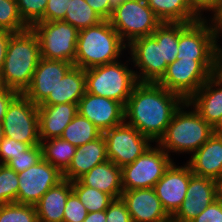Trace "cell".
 Segmentation results:
<instances>
[{
	"label": "cell",
	"mask_w": 222,
	"mask_h": 222,
	"mask_svg": "<svg viewBox=\"0 0 222 222\" xmlns=\"http://www.w3.org/2000/svg\"><path fill=\"white\" fill-rule=\"evenodd\" d=\"M186 101L158 83L139 82L133 89L125 107L127 124L135 127L152 142L164 135L175 112Z\"/></svg>",
	"instance_id": "6da1fadb"
},
{
	"label": "cell",
	"mask_w": 222,
	"mask_h": 222,
	"mask_svg": "<svg viewBox=\"0 0 222 222\" xmlns=\"http://www.w3.org/2000/svg\"><path fill=\"white\" fill-rule=\"evenodd\" d=\"M40 59V43L33 29L14 33L8 43L0 73V86L23 94L31 84Z\"/></svg>",
	"instance_id": "7a4b0ae2"
},
{
	"label": "cell",
	"mask_w": 222,
	"mask_h": 222,
	"mask_svg": "<svg viewBox=\"0 0 222 222\" xmlns=\"http://www.w3.org/2000/svg\"><path fill=\"white\" fill-rule=\"evenodd\" d=\"M127 48L109 20L79 31L74 66L90 69L118 61Z\"/></svg>",
	"instance_id": "3957f363"
},
{
	"label": "cell",
	"mask_w": 222,
	"mask_h": 222,
	"mask_svg": "<svg viewBox=\"0 0 222 222\" xmlns=\"http://www.w3.org/2000/svg\"><path fill=\"white\" fill-rule=\"evenodd\" d=\"M189 106L187 101L180 106L157 142L168 155L171 151L192 154L214 134L213 127L194 108L183 110Z\"/></svg>",
	"instance_id": "277c9868"
},
{
	"label": "cell",
	"mask_w": 222,
	"mask_h": 222,
	"mask_svg": "<svg viewBox=\"0 0 222 222\" xmlns=\"http://www.w3.org/2000/svg\"><path fill=\"white\" fill-rule=\"evenodd\" d=\"M86 92L120 102L124 107L139 83L135 70L119 61L85 70Z\"/></svg>",
	"instance_id": "5b68a950"
},
{
	"label": "cell",
	"mask_w": 222,
	"mask_h": 222,
	"mask_svg": "<svg viewBox=\"0 0 222 222\" xmlns=\"http://www.w3.org/2000/svg\"><path fill=\"white\" fill-rule=\"evenodd\" d=\"M111 25L129 45L135 39L150 36L161 24L145 0H131L113 11Z\"/></svg>",
	"instance_id": "8992f818"
},
{
	"label": "cell",
	"mask_w": 222,
	"mask_h": 222,
	"mask_svg": "<svg viewBox=\"0 0 222 222\" xmlns=\"http://www.w3.org/2000/svg\"><path fill=\"white\" fill-rule=\"evenodd\" d=\"M31 28L38 36L41 57L74 64L78 29L63 20L38 22Z\"/></svg>",
	"instance_id": "52a82bcc"
},
{
	"label": "cell",
	"mask_w": 222,
	"mask_h": 222,
	"mask_svg": "<svg viewBox=\"0 0 222 222\" xmlns=\"http://www.w3.org/2000/svg\"><path fill=\"white\" fill-rule=\"evenodd\" d=\"M205 18L192 23H178V54L181 58L199 61L211 74L215 48L212 24Z\"/></svg>",
	"instance_id": "ba28073f"
},
{
	"label": "cell",
	"mask_w": 222,
	"mask_h": 222,
	"mask_svg": "<svg viewBox=\"0 0 222 222\" xmlns=\"http://www.w3.org/2000/svg\"><path fill=\"white\" fill-rule=\"evenodd\" d=\"M172 163L159 145L150 146L133 163L121 168L123 190L154 188Z\"/></svg>",
	"instance_id": "9c48e42d"
},
{
	"label": "cell",
	"mask_w": 222,
	"mask_h": 222,
	"mask_svg": "<svg viewBox=\"0 0 222 222\" xmlns=\"http://www.w3.org/2000/svg\"><path fill=\"white\" fill-rule=\"evenodd\" d=\"M4 136L16 141L39 145L38 106L24 94H18L9 104L3 118Z\"/></svg>",
	"instance_id": "30bf717a"
},
{
	"label": "cell",
	"mask_w": 222,
	"mask_h": 222,
	"mask_svg": "<svg viewBox=\"0 0 222 222\" xmlns=\"http://www.w3.org/2000/svg\"><path fill=\"white\" fill-rule=\"evenodd\" d=\"M106 141L107 157L118 167L133 163L152 142L135 127L124 121L102 133Z\"/></svg>",
	"instance_id": "8fae6325"
},
{
	"label": "cell",
	"mask_w": 222,
	"mask_h": 222,
	"mask_svg": "<svg viewBox=\"0 0 222 222\" xmlns=\"http://www.w3.org/2000/svg\"><path fill=\"white\" fill-rule=\"evenodd\" d=\"M210 77L211 73L199 61L181 58L168 65L157 83L188 101Z\"/></svg>",
	"instance_id": "7c38bea8"
},
{
	"label": "cell",
	"mask_w": 222,
	"mask_h": 222,
	"mask_svg": "<svg viewBox=\"0 0 222 222\" xmlns=\"http://www.w3.org/2000/svg\"><path fill=\"white\" fill-rule=\"evenodd\" d=\"M16 203L36 205L41 197L63 179L62 173L43 158L20 173Z\"/></svg>",
	"instance_id": "4fadbf2b"
},
{
	"label": "cell",
	"mask_w": 222,
	"mask_h": 222,
	"mask_svg": "<svg viewBox=\"0 0 222 222\" xmlns=\"http://www.w3.org/2000/svg\"><path fill=\"white\" fill-rule=\"evenodd\" d=\"M127 47L134 66L141 71L135 72L138 82L157 83L166 73L168 65L163 60L162 41L150 35L135 39Z\"/></svg>",
	"instance_id": "5bb4252c"
},
{
	"label": "cell",
	"mask_w": 222,
	"mask_h": 222,
	"mask_svg": "<svg viewBox=\"0 0 222 222\" xmlns=\"http://www.w3.org/2000/svg\"><path fill=\"white\" fill-rule=\"evenodd\" d=\"M78 114L87 118L102 133L125 121L124 106L113 99L86 92L77 104Z\"/></svg>",
	"instance_id": "9a60e30c"
},
{
	"label": "cell",
	"mask_w": 222,
	"mask_h": 222,
	"mask_svg": "<svg viewBox=\"0 0 222 222\" xmlns=\"http://www.w3.org/2000/svg\"><path fill=\"white\" fill-rule=\"evenodd\" d=\"M192 175L193 173L187 164L180 167L173 162L163 177L155 184L156 195L170 217L178 211L185 200Z\"/></svg>",
	"instance_id": "2e32d148"
},
{
	"label": "cell",
	"mask_w": 222,
	"mask_h": 222,
	"mask_svg": "<svg viewBox=\"0 0 222 222\" xmlns=\"http://www.w3.org/2000/svg\"><path fill=\"white\" fill-rule=\"evenodd\" d=\"M185 195V200L171 217V222H191L215 201L218 198L216 180L193 174Z\"/></svg>",
	"instance_id": "e0dca14e"
},
{
	"label": "cell",
	"mask_w": 222,
	"mask_h": 222,
	"mask_svg": "<svg viewBox=\"0 0 222 222\" xmlns=\"http://www.w3.org/2000/svg\"><path fill=\"white\" fill-rule=\"evenodd\" d=\"M73 66V63L67 61L41 57L34 71L31 84L23 94L39 106L50 93H53L59 81Z\"/></svg>",
	"instance_id": "ac0fdd59"
},
{
	"label": "cell",
	"mask_w": 222,
	"mask_h": 222,
	"mask_svg": "<svg viewBox=\"0 0 222 222\" xmlns=\"http://www.w3.org/2000/svg\"><path fill=\"white\" fill-rule=\"evenodd\" d=\"M132 222H171L154 188L123 190L121 197Z\"/></svg>",
	"instance_id": "d6986e66"
},
{
	"label": "cell",
	"mask_w": 222,
	"mask_h": 222,
	"mask_svg": "<svg viewBox=\"0 0 222 222\" xmlns=\"http://www.w3.org/2000/svg\"><path fill=\"white\" fill-rule=\"evenodd\" d=\"M77 113V104L75 103L39 105L38 126L40 142L61 137L66 126Z\"/></svg>",
	"instance_id": "ffe728a7"
},
{
	"label": "cell",
	"mask_w": 222,
	"mask_h": 222,
	"mask_svg": "<svg viewBox=\"0 0 222 222\" xmlns=\"http://www.w3.org/2000/svg\"><path fill=\"white\" fill-rule=\"evenodd\" d=\"M187 165L194 175L217 180L222 174V135L213 134L193 153Z\"/></svg>",
	"instance_id": "44dd1931"
},
{
	"label": "cell",
	"mask_w": 222,
	"mask_h": 222,
	"mask_svg": "<svg viewBox=\"0 0 222 222\" xmlns=\"http://www.w3.org/2000/svg\"><path fill=\"white\" fill-rule=\"evenodd\" d=\"M108 160L106 141L103 135L94 141L77 147L69 167L62 173L64 179L78 180L93 167Z\"/></svg>",
	"instance_id": "7402d4cb"
},
{
	"label": "cell",
	"mask_w": 222,
	"mask_h": 222,
	"mask_svg": "<svg viewBox=\"0 0 222 222\" xmlns=\"http://www.w3.org/2000/svg\"><path fill=\"white\" fill-rule=\"evenodd\" d=\"M187 102L214 127L222 115V83L211 75Z\"/></svg>",
	"instance_id": "603a6c76"
},
{
	"label": "cell",
	"mask_w": 222,
	"mask_h": 222,
	"mask_svg": "<svg viewBox=\"0 0 222 222\" xmlns=\"http://www.w3.org/2000/svg\"><path fill=\"white\" fill-rule=\"evenodd\" d=\"M83 185L98 189L119 199L123 192L121 167L107 160L93 167L78 179Z\"/></svg>",
	"instance_id": "cb8c5ba5"
},
{
	"label": "cell",
	"mask_w": 222,
	"mask_h": 222,
	"mask_svg": "<svg viewBox=\"0 0 222 222\" xmlns=\"http://www.w3.org/2000/svg\"><path fill=\"white\" fill-rule=\"evenodd\" d=\"M72 192V182L64 178L51 187L35 205L38 221L63 222L66 201Z\"/></svg>",
	"instance_id": "d4e9b609"
},
{
	"label": "cell",
	"mask_w": 222,
	"mask_h": 222,
	"mask_svg": "<svg viewBox=\"0 0 222 222\" xmlns=\"http://www.w3.org/2000/svg\"><path fill=\"white\" fill-rule=\"evenodd\" d=\"M86 93L85 69L73 66L40 105L75 103Z\"/></svg>",
	"instance_id": "484cf974"
},
{
	"label": "cell",
	"mask_w": 222,
	"mask_h": 222,
	"mask_svg": "<svg viewBox=\"0 0 222 222\" xmlns=\"http://www.w3.org/2000/svg\"><path fill=\"white\" fill-rule=\"evenodd\" d=\"M162 23H192L202 18L188 0H145Z\"/></svg>",
	"instance_id": "4316f807"
},
{
	"label": "cell",
	"mask_w": 222,
	"mask_h": 222,
	"mask_svg": "<svg viewBox=\"0 0 222 222\" xmlns=\"http://www.w3.org/2000/svg\"><path fill=\"white\" fill-rule=\"evenodd\" d=\"M40 145L43 159L56 167L61 173L69 167L77 149L61 137L43 140Z\"/></svg>",
	"instance_id": "83f0119b"
},
{
	"label": "cell",
	"mask_w": 222,
	"mask_h": 222,
	"mask_svg": "<svg viewBox=\"0 0 222 222\" xmlns=\"http://www.w3.org/2000/svg\"><path fill=\"white\" fill-rule=\"evenodd\" d=\"M101 135L102 132L92 122L77 113L64 129L61 138L79 147L96 140Z\"/></svg>",
	"instance_id": "f1b7e54d"
},
{
	"label": "cell",
	"mask_w": 222,
	"mask_h": 222,
	"mask_svg": "<svg viewBox=\"0 0 222 222\" xmlns=\"http://www.w3.org/2000/svg\"><path fill=\"white\" fill-rule=\"evenodd\" d=\"M63 21L80 31L100 23L103 19L85 0H70Z\"/></svg>",
	"instance_id": "f546056e"
},
{
	"label": "cell",
	"mask_w": 222,
	"mask_h": 222,
	"mask_svg": "<svg viewBox=\"0 0 222 222\" xmlns=\"http://www.w3.org/2000/svg\"><path fill=\"white\" fill-rule=\"evenodd\" d=\"M72 190L86 207L88 213L106 210L114 201L111 195L83 185L79 180L72 181Z\"/></svg>",
	"instance_id": "4dcf8cb0"
},
{
	"label": "cell",
	"mask_w": 222,
	"mask_h": 222,
	"mask_svg": "<svg viewBox=\"0 0 222 222\" xmlns=\"http://www.w3.org/2000/svg\"><path fill=\"white\" fill-rule=\"evenodd\" d=\"M157 41H162L163 60L167 65L177 60L178 23H162L152 34Z\"/></svg>",
	"instance_id": "1f68e13d"
},
{
	"label": "cell",
	"mask_w": 222,
	"mask_h": 222,
	"mask_svg": "<svg viewBox=\"0 0 222 222\" xmlns=\"http://www.w3.org/2000/svg\"><path fill=\"white\" fill-rule=\"evenodd\" d=\"M30 28L18 10L16 0H0V29L19 33Z\"/></svg>",
	"instance_id": "d6a6232c"
},
{
	"label": "cell",
	"mask_w": 222,
	"mask_h": 222,
	"mask_svg": "<svg viewBox=\"0 0 222 222\" xmlns=\"http://www.w3.org/2000/svg\"><path fill=\"white\" fill-rule=\"evenodd\" d=\"M0 222H39L36 207L21 203L0 204Z\"/></svg>",
	"instance_id": "836d02e7"
},
{
	"label": "cell",
	"mask_w": 222,
	"mask_h": 222,
	"mask_svg": "<svg viewBox=\"0 0 222 222\" xmlns=\"http://www.w3.org/2000/svg\"><path fill=\"white\" fill-rule=\"evenodd\" d=\"M18 185V174L7 165L0 164V204L16 202Z\"/></svg>",
	"instance_id": "e575fe53"
},
{
	"label": "cell",
	"mask_w": 222,
	"mask_h": 222,
	"mask_svg": "<svg viewBox=\"0 0 222 222\" xmlns=\"http://www.w3.org/2000/svg\"><path fill=\"white\" fill-rule=\"evenodd\" d=\"M22 20L31 28L35 23L44 22L48 0H16Z\"/></svg>",
	"instance_id": "d590c367"
},
{
	"label": "cell",
	"mask_w": 222,
	"mask_h": 222,
	"mask_svg": "<svg viewBox=\"0 0 222 222\" xmlns=\"http://www.w3.org/2000/svg\"><path fill=\"white\" fill-rule=\"evenodd\" d=\"M42 158V147L39 144L30 146L26 151L12 157L5 165L13 169L16 173H20L36 165Z\"/></svg>",
	"instance_id": "8d00e7d4"
},
{
	"label": "cell",
	"mask_w": 222,
	"mask_h": 222,
	"mask_svg": "<svg viewBox=\"0 0 222 222\" xmlns=\"http://www.w3.org/2000/svg\"><path fill=\"white\" fill-rule=\"evenodd\" d=\"M88 214L86 207L72 192L66 201L63 222H83Z\"/></svg>",
	"instance_id": "74e56055"
},
{
	"label": "cell",
	"mask_w": 222,
	"mask_h": 222,
	"mask_svg": "<svg viewBox=\"0 0 222 222\" xmlns=\"http://www.w3.org/2000/svg\"><path fill=\"white\" fill-rule=\"evenodd\" d=\"M29 147V144L16 141L9 137H4L3 140L0 142V164H6L10 159H12V157L21 154Z\"/></svg>",
	"instance_id": "f35d334b"
},
{
	"label": "cell",
	"mask_w": 222,
	"mask_h": 222,
	"mask_svg": "<svg viewBox=\"0 0 222 222\" xmlns=\"http://www.w3.org/2000/svg\"><path fill=\"white\" fill-rule=\"evenodd\" d=\"M106 211V222H132L130 213L121 198L114 199Z\"/></svg>",
	"instance_id": "ab89813d"
},
{
	"label": "cell",
	"mask_w": 222,
	"mask_h": 222,
	"mask_svg": "<svg viewBox=\"0 0 222 222\" xmlns=\"http://www.w3.org/2000/svg\"><path fill=\"white\" fill-rule=\"evenodd\" d=\"M69 3L70 0H48L44 14V21L64 20Z\"/></svg>",
	"instance_id": "60d3db41"
},
{
	"label": "cell",
	"mask_w": 222,
	"mask_h": 222,
	"mask_svg": "<svg viewBox=\"0 0 222 222\" xmlns=\"http://www.w3.org/2000/svg\"><path fill=\"white\" fill-rule=\"evenodd\" d=\"M191 222H222V199L217 198Z\"/></svg>",
	"instance_id": "b9f144b4"
},
{
	"label": "cell",
	"mask_w": 222,
	"mask_h": 222,
	"mask_svg": "<svg viewBox=\"0 0 222 222\" xmlns=\"http://www.w3.org/2000/svg\"><path fill=\"white\" fill-rule=\"evenodd\" d=\"M18 94L15 90L0 86V123L3 122L9 104Z\"/></svg>",
	"instance_id": "7bdbcfd3"
},
{
	"label": "cell",
	"mask_w": 222,
	"mask_h": 222,
	"mask_svg": "<svg viewBox=\"0 0 222 222\" xmlns=\"http://www.w3.org/2000/svg\"><path fill=\"white\" fill-rule=\"evenodd\" d=\"M87 4L101 16L103 20L110 19L109 0H85Z\"/></svg>",
	"instance_id": "ee69618b"
},
{
	"label": "cell",
	"mask_w": 222,
	"mask_h": 222,
	"mask_svg": "<svg viewBox=\"0 0 222 222\" xmlns=\"http://www.w3.org/2000/svg\"><path fill=\"white\" fill-rule=\"evenodd\" d=\"M188 1L200 15H203L202 11L213 12L222 2V0H188Z\"/></svg>",
	"instance_id": "f6af8a7d"
},
{
	"label": "cell",
	"mask_w": 222,
	"mask_h": 222,
	"mask_svg": "<svg viewBox=\"0 0 222 222\" xmlns=\"http://www.w3.org/2000/svg\"><path fill=\"white\" fill-rule=\"evenodd\" d=\"M220 45H215L213 52L212 76L222 83V49Z\"/></svg>",
	"instance_id": "bcb514c9"
},
{
	"label": "cell",
	"mask_w": 222,
	"mask_h": 222,
	"mask_svg": "<svg viewBox=\"0 0 222 222\" xmlns=\"http://www.w3.org/2000/svg\"><path fill=\"white\" fill-rule=\"evenodd\" d=\"M212 13L214 16H212L213 18H210V20L212 19L211 24L214 32L215 45H218L219 34L222 33V2Z\"/></svg>",
	"instance_id": "7dc6e473"
},
{
	"label": "cell",
	"mask_w": 222,
	"mask_h": 222,
	"mask_svg": "<svg viewBox=\"0 0 222 222\" xmlns=\"http://www.w3.org/2000/svg\"><path fill=\"white\" fill-rule=\"evenodd\" d=\"M13 34L14 32L9 30L0 29V73L4 65L8 43Z\"/></svg>",
	"instance_id": "c3c4849f"
},
{
	"label": "cell",
	"mask_w": 222,
	"mask_h": 222,
	"mask_svg": "<svg viewBox=\"0 0 222 222\" xmlns=\"http://www.w3.org/2000/svg\"><path fill=\"white\" fill-rule=\"evenodd\" d=\"M83 222H106V211L88 213Z\"/></svg>",
	"instance_id": "681fc988"
},
{
	"label": "cell",
	"mask_w": 222,
	"mask_h": 222,
	"mask_svg": "<svg viewBox=\"0 0 222 222\" xmlns=\"http://www.w3.org/2000/svg\"><path fill=\"white\" fill-rule=\"evenodd\" d=\"M131 0H109V6H110V17L117 8H119L121 5H123L126 2H129Z\"/></svg>",
	"instance_id": "f907efd6"
},
{
	"label": "cell",
	"mask_w": 222,
	"mask_h": 222,
	"mask_svg": "<svg viewBox=\"0 0 222 222\" xmlns=\"http://www.w3.org/2000/svg\"><path fill=\"white\" fill-rule=\"evenodd\" d=\"M217 183V197L222 199V174L221 176L216 180Z\"/></svg>",
	"instance_id": "816d5d0a"
},
{
	"label": "cell",
	"mask_w": 222,
	"mask_h": 222,
	"mask_svg": "<svg viewBox=\"0 0 222 222\" xmlns=\"http://www.w3.org/2000/svg\"><path fill=\"white\" fill-rule=\"evenodd\" d=\"M214 134L222 135V115L218 121V123L213 127Z\"/></svg>",
	"instance_id": "f5cc1de1"
},
{
	"label": "cell",
	"mask_w": 222,
	"mask_h": 222,
	"mask_svg": "<svg viewBox=\"0 0 222 222\" xmlns=\"http://www.w3.org/2000/svg\"><path fill=\"white\" fill-rule=\"evenodd\" d=\"M4 137L3 125L2 123H0V142L3 140Z\"/></svg>",
	"instance_id": "db71d44e"
}]
</instances>
